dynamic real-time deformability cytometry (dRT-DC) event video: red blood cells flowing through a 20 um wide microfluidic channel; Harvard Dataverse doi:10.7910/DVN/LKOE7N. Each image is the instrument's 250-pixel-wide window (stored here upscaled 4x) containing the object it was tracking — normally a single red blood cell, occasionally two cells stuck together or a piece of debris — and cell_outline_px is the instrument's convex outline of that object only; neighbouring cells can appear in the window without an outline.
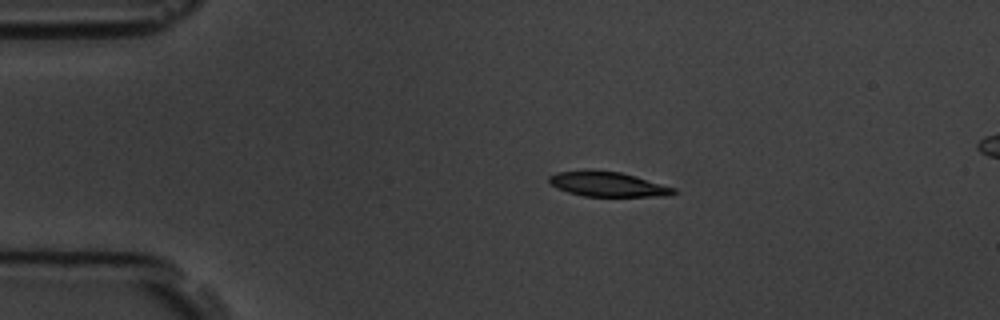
{"species": "common noctule bat (a hibernating species)", "species_latin": "Nyctalus noctula", "temperature_condition": "room temperature", "stored_images_in_passage": 4, "camera_frame_rate_fps": 3000, "um_per_image_px": 0.085, "animal": {"sex": "male", "body_mass_g": 19.5, "forearm_length_mm": 54.6}, "frame": {"image": 1, "passage_image": 2, "time_ms": 2.0, "image_size_px": [1000, 320], "cell_outline_px": [[676, 192], [668, 196], [584, 196], [568, 192], [556, 188], [548, 184], [548, 176], [556, 172], [588, 168], [620, 172], [636, 176], [676, 188]], "centroid_in_image_um": [51.58, 15.63], "position_along_channel_um": 33.4, "area_um2": 18.44}}